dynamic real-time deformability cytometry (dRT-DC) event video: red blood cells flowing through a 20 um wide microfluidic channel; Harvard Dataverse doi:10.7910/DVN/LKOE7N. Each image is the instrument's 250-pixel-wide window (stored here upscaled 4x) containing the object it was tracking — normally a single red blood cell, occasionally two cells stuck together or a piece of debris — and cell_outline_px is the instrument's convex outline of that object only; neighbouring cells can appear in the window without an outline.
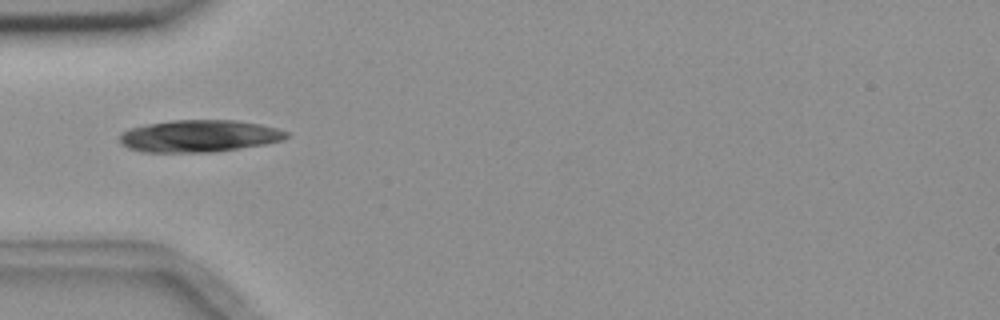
{"species": "common noctule bat (a hibernating species)", "species_latin": "Nyctalus noctula", "temperature_condition": "room temperature", "stored_images_in_passage": 4, "camera_frame_rate_fps": 3000, "um_per_image_px": 0.085, "animal": {"sex": "female", "body_mass_g": 18.4}, "frame": {"image": 1, "passage_image": 3, "time_ms": 2.667, "image_size_px": [1000, 320], "cell_outline_px": [[288, 136], [284, 140], [264, 144], [240, 148], [212, 152], [140, 152], [128, 148], [120, 144], [120, 132], [132, 128], [148, 124], [172, 120], [232, 120], [260, 124], [276, 128], [288, 132]], "centroid_in_image_um": [16.91, 11.57], "position_along_channel_um": 68.1, "area_um2": 31.15}}